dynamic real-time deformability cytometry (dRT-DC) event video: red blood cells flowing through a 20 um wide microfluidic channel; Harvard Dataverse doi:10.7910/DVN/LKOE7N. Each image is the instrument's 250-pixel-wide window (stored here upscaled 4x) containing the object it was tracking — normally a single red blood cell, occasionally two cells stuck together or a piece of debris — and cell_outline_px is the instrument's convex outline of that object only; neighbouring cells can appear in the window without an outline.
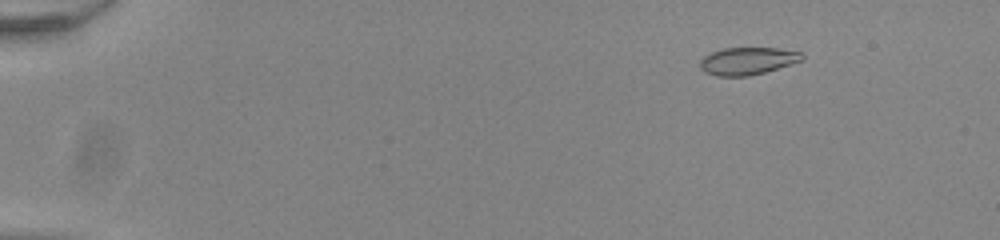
{"species": "common noctule bat (a hibernating species)", "species_latin": "Nyctalus noctula", "temperature_condition": "room temperature", "stored_images_in_passage": 47, "camera_frame_rate_fps": 3000, "um_per_image_px": 0.085, "animal": {"sex": "male", "body_mass_g": 20.0, "forearm_length_mm": 53.3}, "frame": {"image": 1, "passage_image": 4, "time_ms": 1.0, "image_size_px": [1000, 240], "cell_outline_px": [[804, 60], [764, 72], [748, 76], [716, 76], [704, 72], [700, 68], [700, 60], [704, 56], [712, 52], [724, 48], [776, 48], [800, 52], [804, 56]], "centroid_in_image_um": [63.52, 5.18], "position_along_channel_um": 21.5, "area_um2": 16.24}}
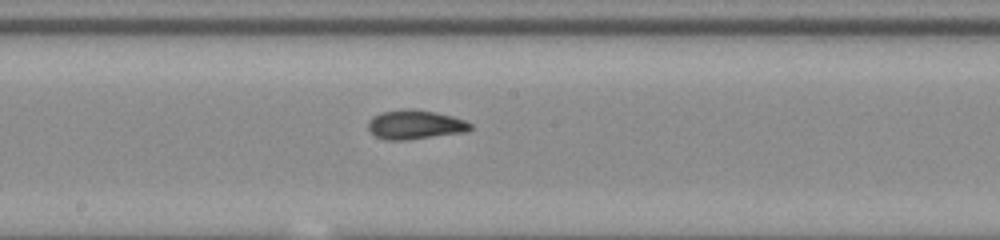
{"frame": {"image": 2, "passage_image": 28, "time_ms": 9.0, "image_size_px": [1000, 240], "cell_outline_px": [[472, 128], [468, 132], [404, 140], [384, 140], [376, 136], [368, 128], [368, 120], [372, 116], [380, 112], [404, 108], [412, 108], [436, 112], [452, 116], [464, 120], [472, 124]], "centroid_in_image_um": [35.28, 10.58], "position_along_channel_um": 212.9, "area_um2": 17.63}}
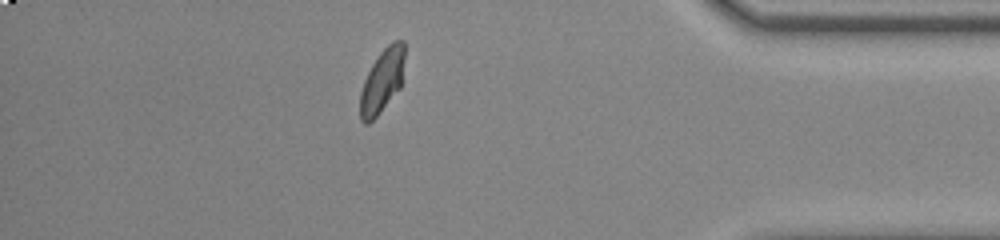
{"frame": {"image": 3, "passage_image": 45, "time_ms": 14.667, "image_size_px": [1000, 240], "cell_outline_px": [[404, 56], [400, 88], [376, 116], [368, 124], [364, 124], [360, 120], [360, 92], [364, 80], [372, 64], [380, 52], [392, 40], [404, 40]], "centroid_in_image_um": [32.47, 6.86], "position_along_channel_um": 402.7, "area_um2": 16.36}}